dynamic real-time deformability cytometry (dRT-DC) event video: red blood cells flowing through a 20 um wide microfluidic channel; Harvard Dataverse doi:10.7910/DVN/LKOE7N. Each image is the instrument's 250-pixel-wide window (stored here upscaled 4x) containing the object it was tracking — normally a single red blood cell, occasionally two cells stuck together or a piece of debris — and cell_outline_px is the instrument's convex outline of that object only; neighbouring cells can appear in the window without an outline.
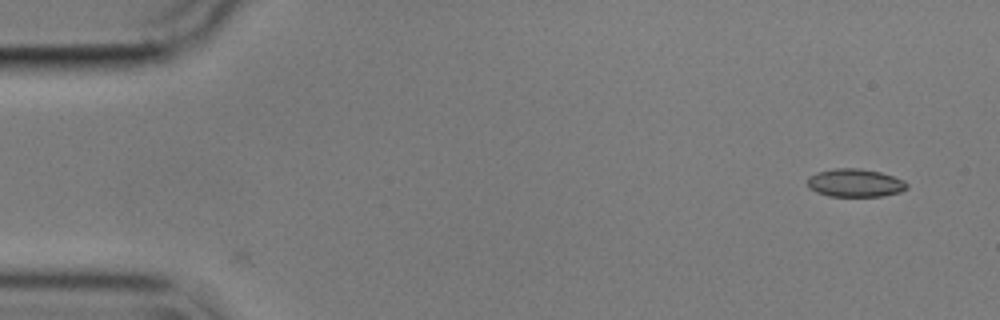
{"species": "common noctule bat (a hibernating species)", "species_latin": "Nyctalus noctula", "temperature_condition": "cold", "stored_images_in_passage": 2, "camera_frame_rate_fps": 3000, "um_per_image_px": 0.085, "animal": {"sex": "male", "body_mass_g": 17.9}, "frame": {"image": 1, "passage_image": 2, "time_ms": 0.333, "image_size_px": [1000, 320], "cell_outline_px": [[908, 188], [900, 192], [884, 196], [828, 196], [816, 192], [808, 188], [808, 176], [816, 172], [836, 168], [860, 168], [880, 172], [904, 180], [908, 184]], "centroid_in_image_um": [72.67, 15.55], "position_along_channel_um": 12.3, "area_um2": 16.42}}